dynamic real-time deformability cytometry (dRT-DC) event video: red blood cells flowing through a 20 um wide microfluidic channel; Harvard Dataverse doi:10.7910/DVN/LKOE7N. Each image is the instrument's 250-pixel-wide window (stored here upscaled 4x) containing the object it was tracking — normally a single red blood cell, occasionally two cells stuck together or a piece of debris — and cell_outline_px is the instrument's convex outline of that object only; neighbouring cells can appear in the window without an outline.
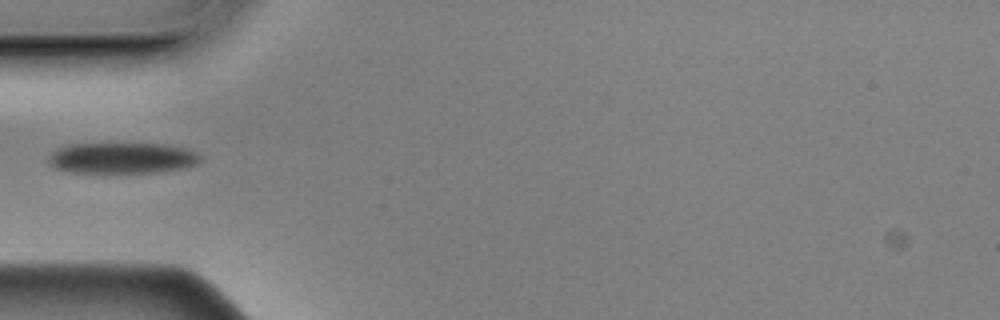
{"species": "Egyptian fruit bat (a non-hibernating species)", "species_latin": "Rousettus aegyptiacus", "temperature_condition": "cold", "stored_images_in_passage": 37, "camera_frame_rate_fps": 3000, "um_per_image_px": 0.085, "animal": {"sex": "male"}, "frame": {"image": 1, "passage_image": 1, "time_ms": 0.0, "image_size_px": [1000, 320], "cell_outline_px": [[204, 156], [196, 164], [188, 168], [156, 172], [108, 176], [64, 172], [52, 168], [48, 164], [48, 156], [56, 148], [68, 144], [164, 144], [184, 148], [196, 152]], "centroid_in_image_um": [10.3, 13.5], "position_along_channel_um": 74.7, "area_um2": 29.02}}
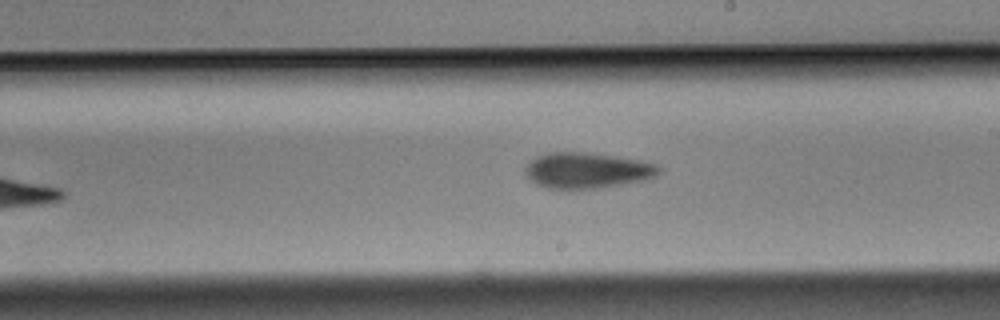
{"frame": {"image": 2, "passage_image": 15, "time_ms": 4.667, "image_size_px": [1000, 320], "cell_outline_px": [[660, 172], [656, 176], [648, 180], [600, 188], [568, 192], [560, 192], [536, 184], [528, 180], [524, 176], [524, 168], [536, 156], [548, 152], [588, 152], [620, 156], [640, 160], [656, 164], [660, 168]], "centroid_in_image_um": [49.86, 14.52], "position_along_channel_um": 239.1, "area_um2": 29.13}}
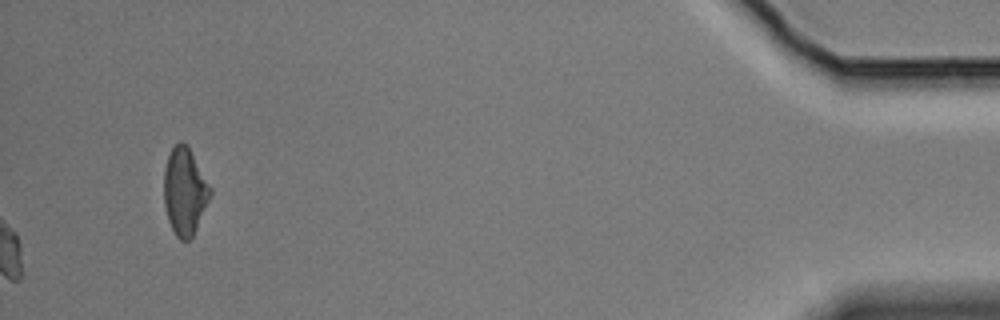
{"frame": {"image": 3, "passage_image": 37, "time_ms": 12.0, "image_size_px": [1000, 320], "cell_outline_px": [[212, 192], [196, 228], [192, 236], [188, 240], [180, 240], [176, 236], [168, 220], [164, 204], [164, 168], [168, 156], [172, 148], [180, 140], [184, 140], [188, 144], [212, 188]], "centroid_in_image_um": [15.7, 16.21], "position_along_channel_um": 419.5, "area_um2": 23.58}}